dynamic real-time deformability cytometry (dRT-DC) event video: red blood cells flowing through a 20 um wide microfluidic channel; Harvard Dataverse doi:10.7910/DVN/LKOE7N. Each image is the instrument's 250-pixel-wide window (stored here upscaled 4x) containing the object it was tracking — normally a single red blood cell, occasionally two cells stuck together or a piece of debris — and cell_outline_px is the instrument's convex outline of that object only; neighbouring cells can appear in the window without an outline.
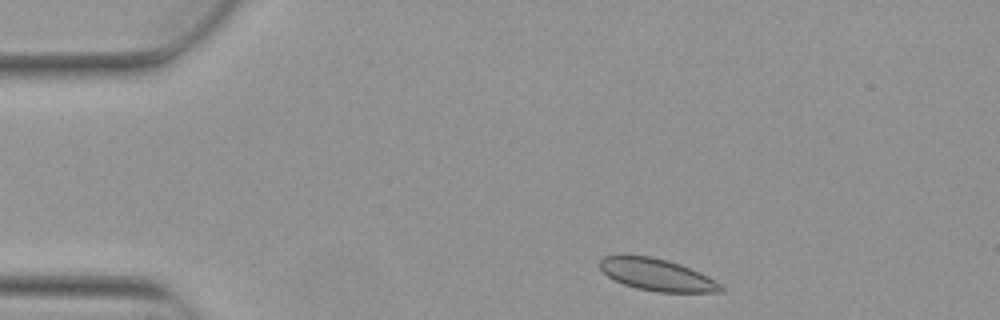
{"species": "Egyptian fruit bat (a non-hibernating species)", "species_latin": "Rousettus aegyptiacus", "temperature_condition": "warm", "stored_images_in_passage": 2, "camera_frame_rate_fps": 3000, "um_per_image_px": 0.085, "animal": {"sex": "female"}, "frame": {"image": 1, "passage_image": 1, "time_ms": 0.0, "image_size_px": [1000, 320], "cell_outline_px": [[724, 292], [656, 292], [636, 288], [624, 284], [608, 276], [600, 268], [600, 260], [604, 256], [652, 256], [668, 260], [680, 264], [700, 272], [724, 284]], "centroid_in_image_um": [55.92, 23.37], "position_along_channel_um": 29.1, "area_um2": 22.54}}